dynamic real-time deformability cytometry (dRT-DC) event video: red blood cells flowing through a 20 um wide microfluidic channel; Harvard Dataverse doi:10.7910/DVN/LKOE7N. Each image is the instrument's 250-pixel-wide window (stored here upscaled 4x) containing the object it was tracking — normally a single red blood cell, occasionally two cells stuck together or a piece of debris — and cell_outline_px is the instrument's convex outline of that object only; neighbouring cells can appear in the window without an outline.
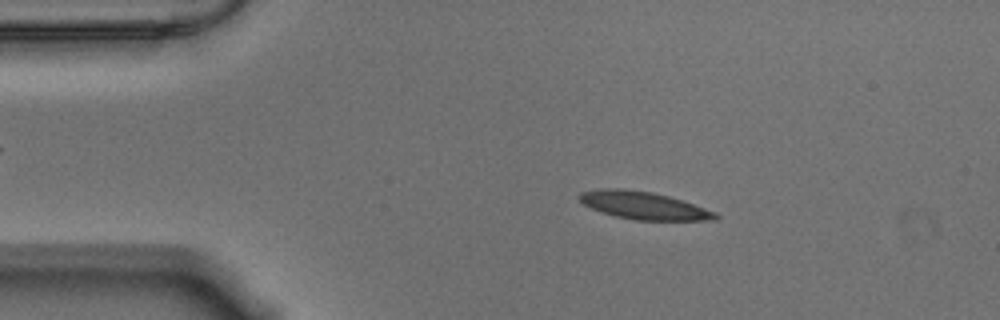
{"species": "Egyptian fruit bat (a non-hibernating species)", "species_latin": "Rousettus aegyptiacus", "temperature_condition": "warm", "stored_images_in_passage": 55, "camera_frame_rate_fps": 3000, "um_per_image_px": 0.085, "animal": {"sex": "male"}, "frame": {"image": 1, "passage_image": 9, "time_ms": 2.667, "image_size_px": [1000, 320], "cell_outline_px": [[720, 216], [716, 220], [636, 220], [616, 216], [600, 212], [584, 204], [576, 196], [580, 192], [600, 188], [624, 188], [652, 192], [668, 196], [716, 212]], "centroid_in_image_um": [54.67, 17.46], "position_along_channel_um": 30.3, "area_um2": 21.85}}
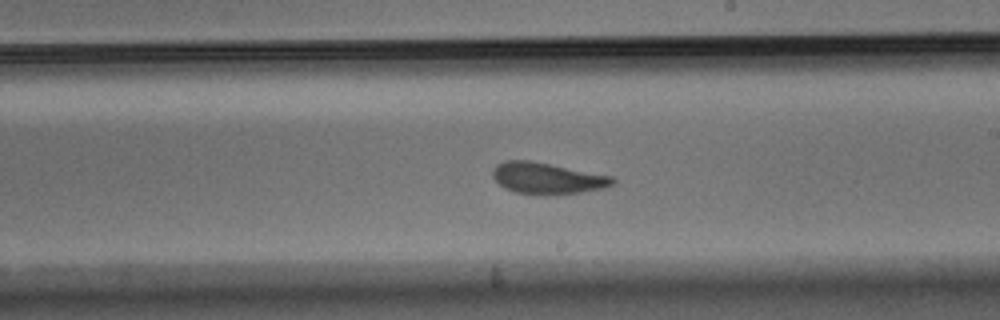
{"frame": {"image": 2, "passage_image": 31, "time_ms": 10.0, "image_size_px": [1000, 320], "cell_outline_px": [[616, 184], [604, 188], [580, 192], [516, 192], [504, 188], [492, 176], [492, 168], [496, 164], [504, 160], [528, 160], [612, 176], [616, 180]], "centroid_in_image_um": [46.5, 15.11], "position_along_channel_um": 242.5, "area_um2": 21.1}}
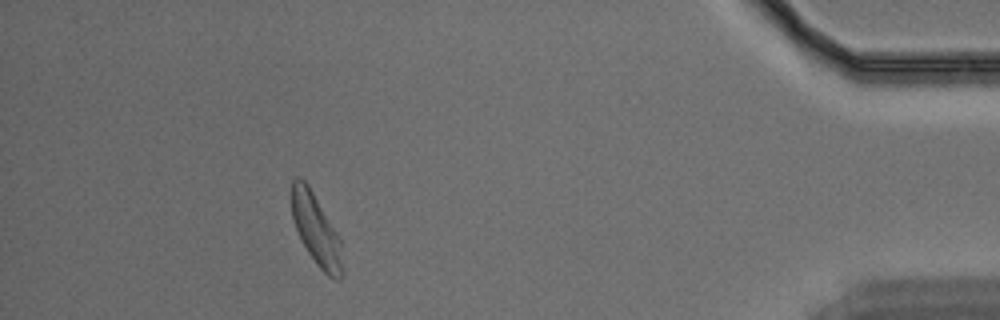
{"frame": {"image": 3, "passage_image": 50, "time_ms": 16.333, "image_size_px": [1000, 320], "cell_outline_px": [[344, 276], [340, 280], [336, 280], [328, 276], [316, 264], [308, 252], [292, 220], [292, 180], [296, 176], [300, 176], [308, 184], [340, 236], [344, 268]], "centroid_in_image_um": [26.92, 19.56], "position_along_channel_um": 408.3, "area_um2": 21.33}, "authors_computed_cell_mechanics": {"area_um2": 21.6172, "velocity_mm_per_s": 3.5136, "shape_relaxation_time_tau1_ms": 3.6986, "shape_relaxation_time_tau2_ms": 1.7407, "deformation_change_tau1": 0.1522, "deformation_change_tau2": 0.0768}}